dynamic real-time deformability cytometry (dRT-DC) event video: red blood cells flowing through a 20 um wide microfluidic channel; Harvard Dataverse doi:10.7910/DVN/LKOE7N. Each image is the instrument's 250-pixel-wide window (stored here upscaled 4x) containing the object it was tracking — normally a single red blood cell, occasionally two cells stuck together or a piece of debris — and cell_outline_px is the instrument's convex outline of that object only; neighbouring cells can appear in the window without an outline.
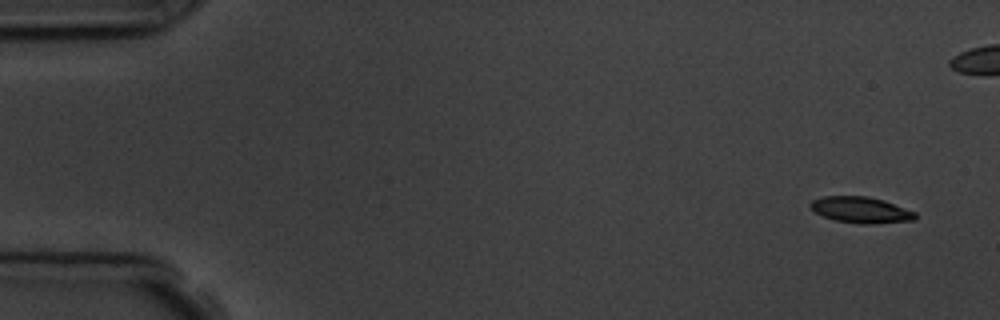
{"species": "common noctule bat (a hibernating species)", "species_latin": "Nyctalus noctula", "temperature_condition": "room temperature", "stored_images_in_passage": 7, "camera_frame_rate_fps": 3000, "um_per_image_px": 0.085, "animal": {"sex": "male", "body_mass_g": 19.5, "forearm_length_mm": 54.6}, "frame": {"image": 1, "passage_image": 1, "time_ms": 0.0, "image_size_px": [1000, 320], "cell_outline_px": [[916, 220], [868, 224], [860, 224], [836, 220], [824, 216], [816, 212], [808, 204], [812, 200], [824, 196], [868, 196], [884, 200], [916, 212]], "centroid_in_image_um": [73.19, 17.83], "position_along_channel_um": 11.8, "area_um2": 15.9}}